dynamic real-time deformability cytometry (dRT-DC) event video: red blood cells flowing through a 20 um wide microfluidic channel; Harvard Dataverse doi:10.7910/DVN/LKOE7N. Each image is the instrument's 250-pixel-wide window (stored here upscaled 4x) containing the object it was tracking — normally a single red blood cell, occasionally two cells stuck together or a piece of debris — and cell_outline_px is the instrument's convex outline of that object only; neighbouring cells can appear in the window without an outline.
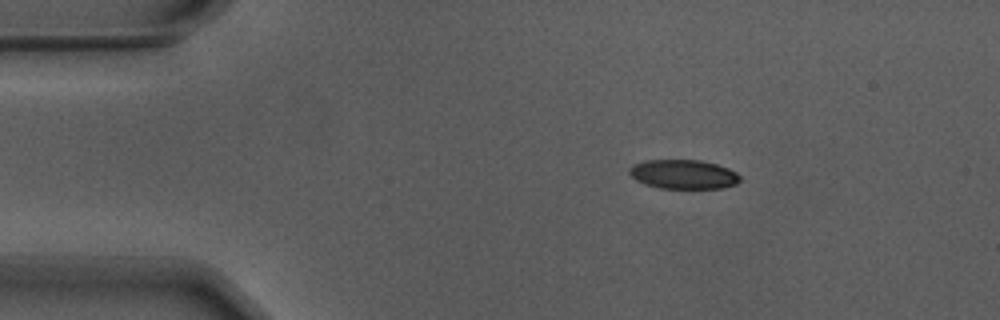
{"species": "Egyptian fruit bat (a non-hibernating species)", "species_latin": "Rousettus aegyptiacus", "temperature_condition": "warm", "stored_images_in_passage": 47, "camera_frame_rate_fps": 3000, "um_per_image_px": 0.085, "animal": {"sex": "male"}, "frame": {"image": 1, "passage_image": 1, "time_ms": 0.0, "image_size_px": [1000, 320], "cell_outline_px": [[740, 180], [736, 184], [720, 188], [660, 188], [644, 184], [636, 180], [628, 172], [628, 168], [632, 164], [644, 160], [700, 160], [716, 164], [728, 168], [736, 172], [740, 176]], "centroid_in_image_um": [58.06, 14.81], "position_along_channel_um": 26.9, "area_um2": 18.9}}
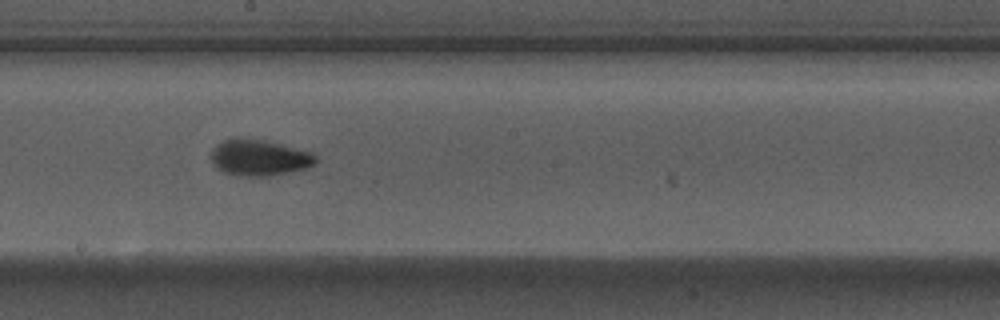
{"frame": {"image": 2, "passage_image": 22, "time_ms": 7.0, "image_size_px": [1000, 320], "cell_outline_px": [[320, 160], [316, 164], [308, 168], [268, 176], [240, 176], [224, 172], [216, 168], [212, 164], [212, 152], [224, 140], [236, 136], [260, 140], [312, 152]], "centroid_in_image_um": [22.07, 13.41], "position_along_channel_um": 226.1, "area_um2": 21.91}}
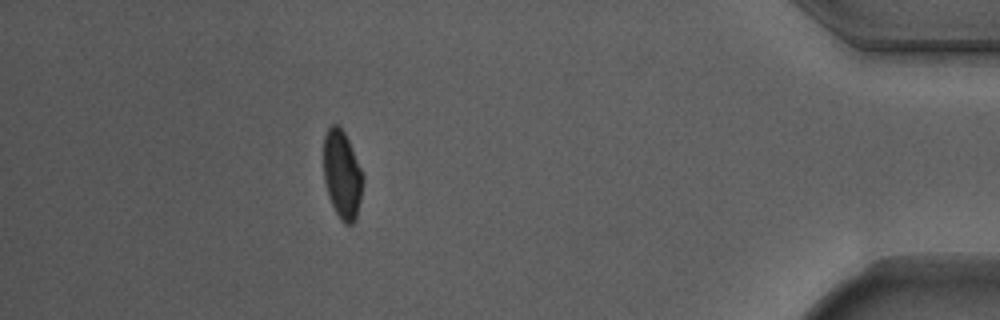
{"frame": {"image": 3, "passage_image": 41, "time_ms": 13.333, "image_size_px": [1000, 320], "cell_outline_px": [[364, 180], [356, 220], [352, 224], [344, 224], [340, 220], [328, 196], [324, 180], [324, 136], [328, 128], [332, 124], [336, 124], [344, 132], [348, 140], [364, 176]], "centroid_in_image_um": [29.08, 14.87], "position_along_channel_um": 406.1, "area_um2": 20.17}, "authors_computed_cell_mechanics": {"area_um2": 20.6924, "velocity_mm_per_s": 3.7103, "shape_relaxation_time_tau1_ms": 3.6476, "shape_relaxation_time_tau2_ms": 1.115, "deformation_change_tau1": 0.1369, "deformation_change_tau2": 0.0706}}